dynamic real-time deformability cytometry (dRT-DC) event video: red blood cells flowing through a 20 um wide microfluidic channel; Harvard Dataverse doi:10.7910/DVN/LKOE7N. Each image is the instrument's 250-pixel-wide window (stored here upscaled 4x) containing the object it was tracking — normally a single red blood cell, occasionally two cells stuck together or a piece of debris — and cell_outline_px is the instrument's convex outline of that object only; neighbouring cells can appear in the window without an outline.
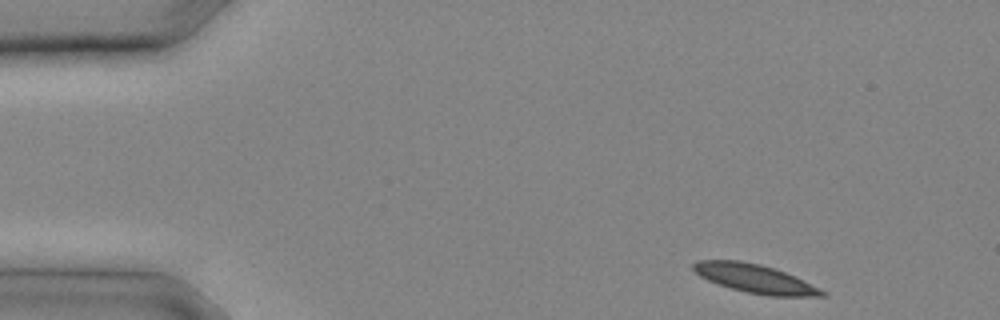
{"species": "common noctule bat (a hibernating species)", "species_latin": "Nyctalus noctula", "temperature_condition": "cold", "stored_images_in_passage": 9, "camera_frame_rate_fps": 3000, "um_per_image_px": 0.085, "animal": {"sex": "male", "body_mass_g": 20.4}, "frame": {"image": 1, "passage_image": 1, "time_ms": 0.0, "image_size_px": [1000, 320], "cell_outline_px": [[828, 296], [768, 296], [748, 292], [732, 288], [708, 280], [700, 276], [692, 268], [692, 264], [696, 260], [740, 260], [760, 264], [784, 272], [820, 288], [828, 292]], "centroid_in_image_um": [64.17, 23.68], "position_along_channel_um": 20.8, "area_um2": 21.21}}
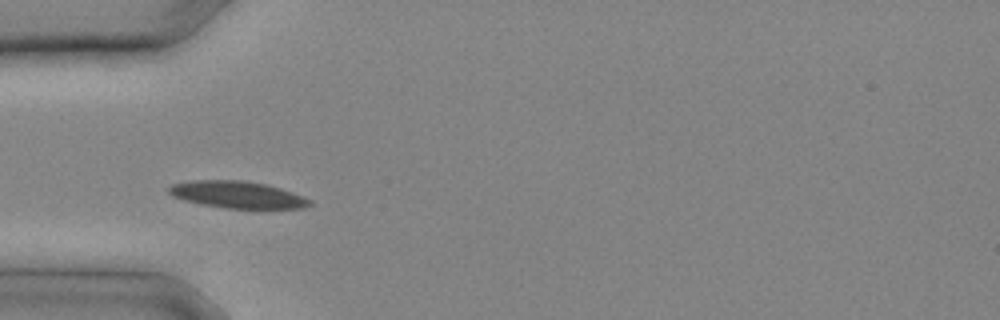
{"frame": {"image": 2, "passage_image": 6, "time_ms": 1.667, "image_size_px": [1000, 320], "cell_outline_px": [[312, 204], [304, 208], [224, 208], [200, 204], [184, 200], [172, 196], [168, 192], [168, 188], [172, 184], [192, 180], [244, 180], [268, 184], [304, 196], [312, 200]], "centroid_in_image_um": [20.18, 16.54], "position_along_channel_um": 64.8, "area_um2": 22.25}}
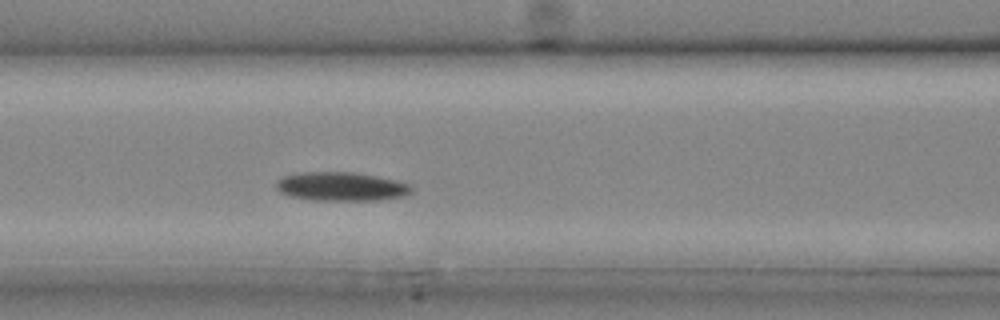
{"frame": {"image": 3, "passage_image": 9, "time_ms": 2.667, "image_size_px": [1000, 320], "cell_outline_px": [[412, 192], [404, 196], [380, 200], [312, 200], [292, 196], [280, 192], [276, 188], [276, 184], [284, 176], [296, 172], [356, 172], [396, 180], [408, 184], [412, 188]], "centroid_in_image_um": [29.01, 15.85], "position_along_channel_um": 137.6, "area_um2": 22.66}}